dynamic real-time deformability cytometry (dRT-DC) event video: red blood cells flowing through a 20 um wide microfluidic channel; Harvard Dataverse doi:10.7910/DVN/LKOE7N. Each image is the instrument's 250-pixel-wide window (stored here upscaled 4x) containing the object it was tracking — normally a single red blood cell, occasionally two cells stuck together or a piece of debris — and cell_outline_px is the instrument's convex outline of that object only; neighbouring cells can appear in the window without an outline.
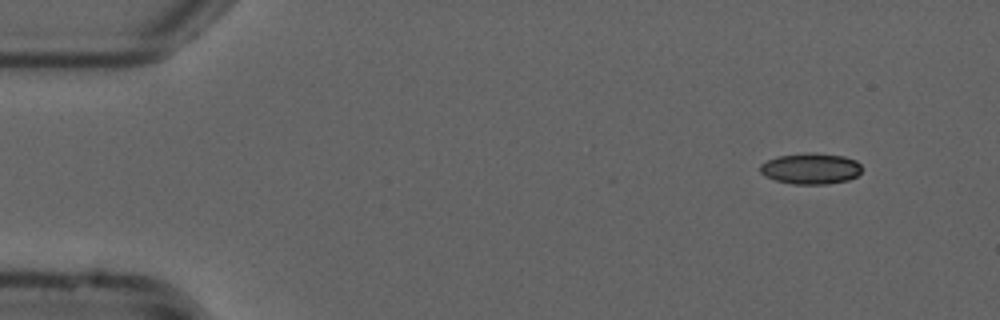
{"species": "common noctule bat (a hibernating species)", "species_latin": "Nyctalus noctula", "temperature_condition": "cold", "stored_images_in_passage": 2, "camera_frame_rate_fps": 3000, "um_per_image_px": 0.085, "animal": {"sex": "male", "forearm_length_mm": 52.5}, "frame": {"image": 1, "passage_image": 1, "time_ms": 0.0, "image_size_px": [1000, 320], "cell_outline_px": [[864, 168], [856, 176], [848, 180], [828, 184], [792, 184], [776, 180], [764, 176], [760, 172], [760, 164], [768, 160], [780, 156], [808, 152], [844, 156], [856, 160]], "centroid_in_image_um": [68.93, 14.33], "position_along_channel_um": 16.1, "area_um2": 18.44}}